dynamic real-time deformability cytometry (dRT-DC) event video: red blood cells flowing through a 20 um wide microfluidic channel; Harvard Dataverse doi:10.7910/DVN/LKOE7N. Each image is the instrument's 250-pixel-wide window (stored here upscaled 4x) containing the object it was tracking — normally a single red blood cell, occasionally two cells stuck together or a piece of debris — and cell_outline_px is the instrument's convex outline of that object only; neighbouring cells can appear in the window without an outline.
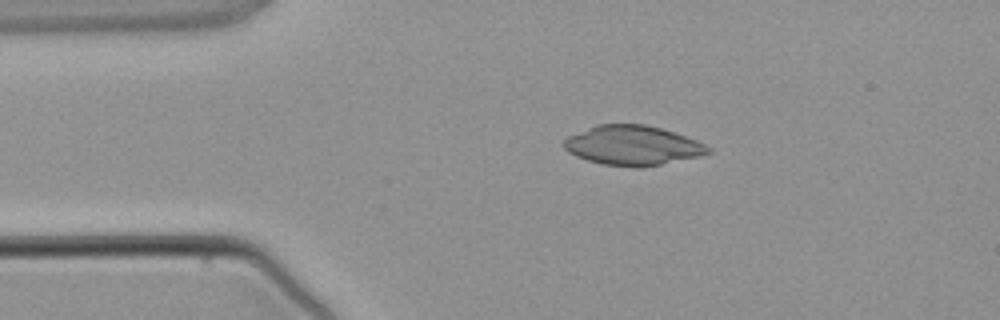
{"species": "common noctule bat (a hibernating species)", "species_latin": "Nyctalus noctula", "temperature_condition": "warm", "stored_images_in_passage": 3, "camera_frame_rate_fps": 3000, "um_per_image_px": 0.085, "animal": {"sex": "male", "body_mass_g": 21.5, "forearm_length_mm": 52.0}, "frame": {"image": 1, "passage_image": 2, "time_ms": 1.333, "image_size_px": [1000, 320], "cell_outline_px": [[712, 152], [700, 156], [660, 164], [636, 168], [600, 164], [576, 156], [568, 152], [564, 148], [564, 140], [568, 136], [596, 124], [644, 124], [660, 128], [696, 140], [712, 148]], "centroid_in_image_um": [53.76, 12.37], "position_along_channel_um": 31.2, "area_um2": 33.18}}